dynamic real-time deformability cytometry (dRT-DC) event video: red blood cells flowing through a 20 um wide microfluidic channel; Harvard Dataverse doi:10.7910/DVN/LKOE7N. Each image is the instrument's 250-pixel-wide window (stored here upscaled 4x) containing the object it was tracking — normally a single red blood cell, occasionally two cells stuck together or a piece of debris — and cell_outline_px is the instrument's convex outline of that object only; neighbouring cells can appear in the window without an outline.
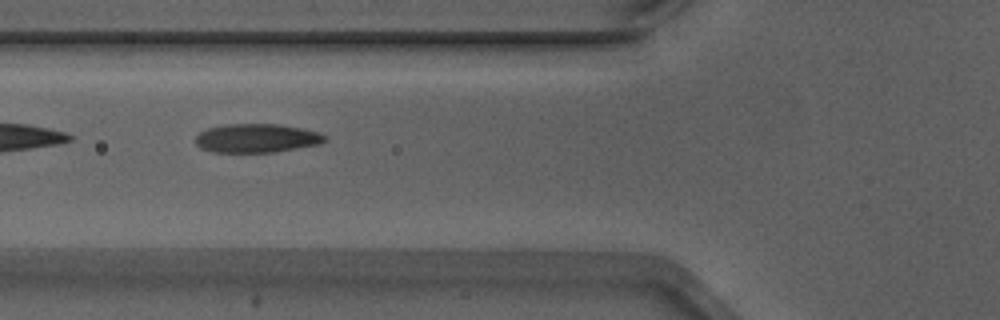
{"species": "Egyptian fruit bat (a non-hibernating species)", "species_latin": "Rousettus aegyptiacus", "temperature_condition": "warm", "stored_images_in_passage": 23, "camera_frame_rate_fps": 3000, "um_per_image_px": 0.085, "animal": {"sex": "male"}, "frame": {"image": 1, "passage_image": 4, "time_ms": 1.0, "image_size_px": [1000, 320], "cell_outline_px": [[328, 140], [320, 144], [276, 152], [212, 152], [200, 148], [196, 144], [196, 136], [200, 132], [208, 128], [228, 124], [276, 124], [300, 128], [320, 132], [328, 136]], "centroid_in_image_um": [21.85, 11.75], "position_along_channel_um": 103.9, "area_um2": 21.79}}
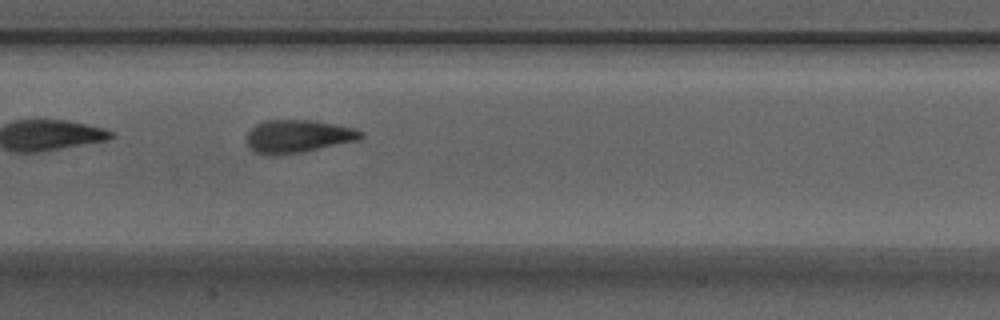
{"frame": {"image": 2, "passage_image": 10, "time_ms": 3.0, "image_size_px": [1000, 320], "cell_outline_px": [[364, 136], [360, 140], [300, 152], [276, 156], [268, 156], [256, 152], [248, 144], [248, 132], [256, 124], [264, 120], [316, 120], [356, 128], [364, 132]], "centroid_in_image_um": [25.38, 11.58], "position_along_channel_um": 182.0, "area_um2": 22.02}}
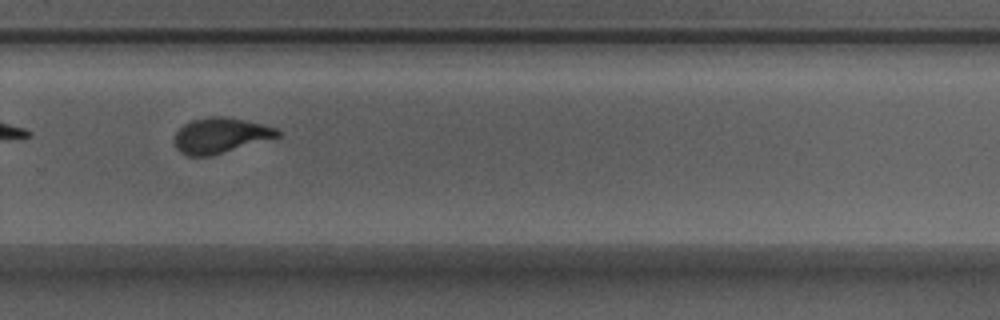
{"frame": {"image": 3, "passage_image": 20, "time_ms": 6.333, "image_size_px": [1000, 320], "cell_outline_px": [[280, 136], [212, 156], [188, 156], [180, 152], [176, 148], [176, 132], [184, 124], [192, 120], [212, 116], [224, 116], [244, 120], [276, 128], [280, 132]], "centroid_in_image_um": [18.73, 11.52], "position_along_channel_um": 311.1, "area_um2": 20.98}}